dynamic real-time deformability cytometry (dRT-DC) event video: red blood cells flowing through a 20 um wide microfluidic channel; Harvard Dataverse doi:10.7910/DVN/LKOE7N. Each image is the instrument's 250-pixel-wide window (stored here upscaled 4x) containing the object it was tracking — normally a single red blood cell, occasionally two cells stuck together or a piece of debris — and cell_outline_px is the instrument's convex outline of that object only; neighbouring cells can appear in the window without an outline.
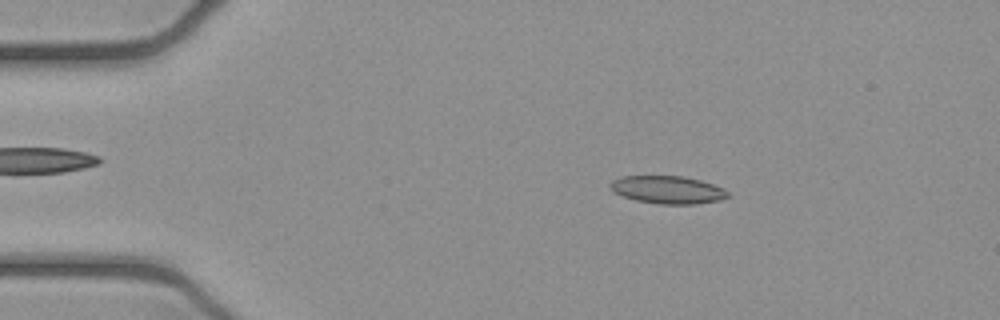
{"species": "common noctule bat (a hibernating species)", "species_latin": "Nyctalus noctula", "temperature_condition": "cold", "stored_images_in_passage": 51, "camera_frame_rate_fps": 3000, "um_per_image_px": 0.085, "animal": {"sex": "female", "body_mass_g": 21.9}, "frame": {"image": 1, "passage_image": 8, "time_ms": 2.333, "image_size_px": [1000, 320], "cell_outline_px": [[732, 196], [720, 200], [696, 204], [660, 204], [636, 200], [624, 196], [616, 192], [608, 184], [612, 180], [620, 176], [684, 176], [700, 180], [724, 188]], "centroid_in_image_um": [56.79, 16.13], "position_along_channel_um": 28.2, "area_um2": 19.02}}
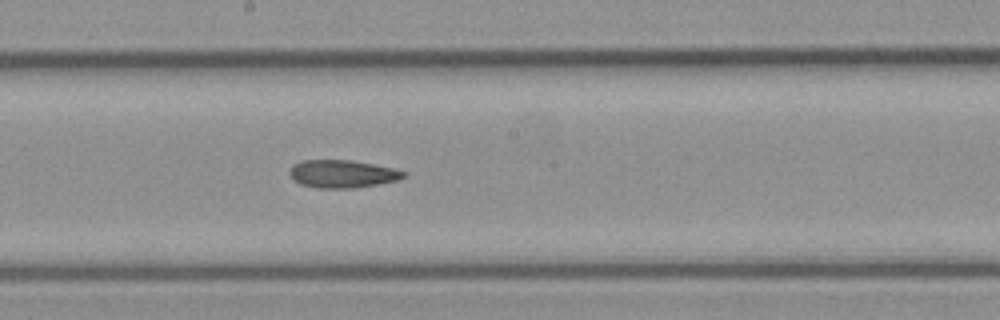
{"frame": {"image": 2, "passage_image": 27, "time_ms": 8.667, "image_size_px": [1000, 320], "cell_outline_px": [[408, 176], [400, 180], [352, 188], [316, 188], [300, 184], [288, 172], [292, 164], [300, 160], [352, 160], [396, 168], [408, 172]], "centroid_in_image_um": [29.15, 14.77], "position_along_channel_um": 219.0, "area_um2": 18.73}}
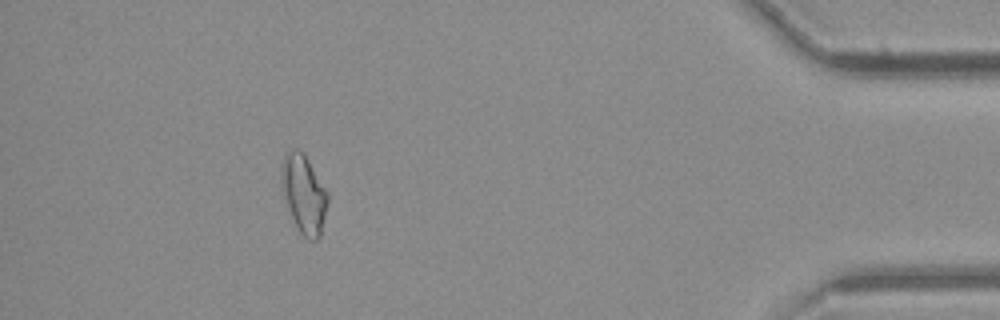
{"frame": {"image": 3, "passage_image": 46, "time_ms": 15.0, "image_size_px": [1000, 320], "cell_outline_px": [[328, 204], [320, 236], [316, 240], [308, 240], [300, 232], [292, 216], [280, 188], [280, 168], [284, 152], [296, 148], [304, 152], [328, 192]], "centroid_in_image_um": [25.81, 16.43], "position_along_channel_um": 409.4, "area_um2": 21.44}}